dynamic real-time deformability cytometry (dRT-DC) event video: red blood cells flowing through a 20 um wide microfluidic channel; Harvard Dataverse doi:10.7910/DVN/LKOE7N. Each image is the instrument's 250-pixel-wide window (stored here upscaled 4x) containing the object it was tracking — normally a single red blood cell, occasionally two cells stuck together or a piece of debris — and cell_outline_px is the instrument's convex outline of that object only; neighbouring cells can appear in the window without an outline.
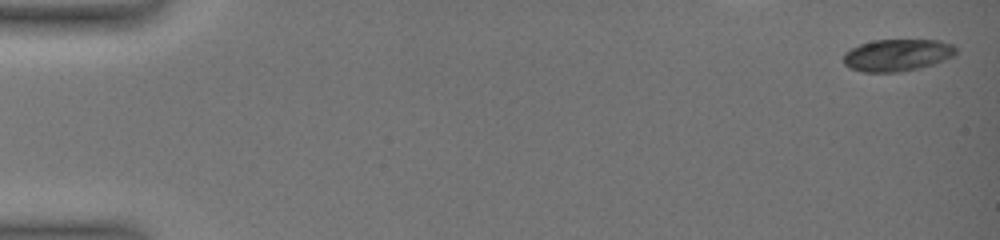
{"species": "common noctule bat (a hibernating species)", "species_latin": "Nyctalus noctula", "temperature_condition": "warm", "stored_images_in_passage": 15, "camera_frame_rate_fps": 3000, "um_per_image_px": 0.085, "animal": {"sex": "female", "body_mass_g": 19.0, "forearm_length_mm": 51.5}, "frame": {"image": 1, "passage_image": 1, "time_ms": 0.0, "image_size_px": [1000, 240], "cell_outline_px": [[956, 52], [952, 56], [944, 60], [920, 68], [900, 72], [864, 72], [848, 68], [844, 64], [844, 52], [860, 44], [872, 40], [940, 40], [952, 44], [956, 48]], "centroid_in_image_um": [76.24, 4.68], "position_along_channel_um": 8.8, "area_um2": 21.04}}